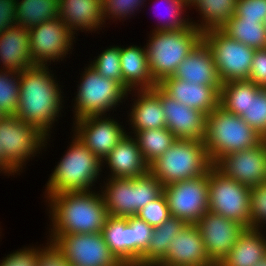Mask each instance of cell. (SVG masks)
<instances>
[{"label": "cell", "instance_id": "obj_42", "mask_svg": "<svg viewBox=\"0 0 266 266\" xmlns=\"http://www.w3.org/2000/svg\"><path fill=\"white\" fill-rule=\"evenodd\" d=\"M136 216L152 227L161 225L171 216L164 194L162 193L158 198L149 202L139 210Z\"/></svg>", "mask_w": 266, "mask_h": 266}, {"label": "cell", "instance_id": "obj_48", "mask_svg": "<svg viewBox=\"0 0 266 266\" xmlns=\"http://www.w3.org/2000/svg\"><path fill=\"white\" fill-rule=\"evenodd\" d=\"M0 174L8 176H14L19 175L2 157L1 149H0Z\"/></svg>", "mask_w": 266, "mask_h": 266}, {"label": "cell", "instance_id": "obj_32", "mask_svg": "<svg viewBox=\"0 0 266 266\" xmlns=\"http://www.w3.org/2000/svg\"><path fill=\"white\" fill-rule=\"evenodd\" d=\"M221 30L231 39L255 50L266 48V28L261 21L244 20L233 15Z\"/></svg>", "mask_w": 266, "mask_h": 266}, {"label": "cell", "instance_id": "obj_21", "mask_svg": "<svg viewBox=\"0 0 266 266\" xmlns=\"http://www.w3.org/2000/svg\"><path fill=\"white\" fill-rule=\"evenodd\" d=\"M158 86L171 98L192 109L211 113L219 105V92L222 86L191 84L173 76L164 78Z\"/></svg>", "mask_w": 266, "mask_h": 266}, {"label": "cell", "instance_id": "obj_38", "mask_svg": "<svg viewBox=\"0 0 266 266\" xmlns=\"http://www.w3.org/2000/svg\"><path fill=\"white\" fill-rule=\"evenodd\" d=\"M20 72L0 69V110L5 115H14L20 95Z\"/></svg>", "mask_w": 266, "mask_h": 266}, {"label": "cell", "instance_id": "obj_46", "mask_svg": "<svg viewBox=\"0 0 266 266\" xmlns=\"http://www.w3.org/2000/svg\"><path fill=\"white\" fill-rule=\"evenodd\" d=\"M248 80L266 88V48L255 50Z\"/></svg>", "mask_w": 266, "mask_h": 266}, {"label": "cell", "instance_id": "obj_49", "mask_svg": "<svg viewBox=\"0 0 266 266\" xmlns=\"http://www.w3.org/2000/svg\"><path fill=\"white\" fill-rule=\"evenodd\" d=\"M256 266H266V258Z\"/></svg>", "mask_w": 266, "mask_h": 266}, {"label": "cell", "instance_id": "obj_6", "mask_svg": "<svg viewBox=\"0 0 266 266\" xmlns=\"http://www.w3.org/2000/svg\"><path fill=\"white\" fill-rule=\"evenodd\" d=\"M213 166L203 140L176 141L148 165V172L163 186L206 175Z\"/></svg>", "mask_w": 266, "mask_h": 266}, {"label": "cell", "instance_id": "obj_3", "mask_svg": "<svg viewBox=\"0 0 266 266\" xmlns=\"http://www.w3.org/2000/svg\"><path fill=\"white\" fill-rule=\"evenodd\" d=\"M70 137L67 150L48 176L43 199L62 192L95 190L103 180L102 161L73 133Z\"/></svg>", "mask_w": 266, "mask_h": 266}, {"label": "cell", "instance_id": "obj_43", "mask_svg": "<svg viewBox=\"0 0 266 266\" xmlns=\"http://www.w3.org/2000/svg\"><path fill=\"white\" fill-rule=\"evenodd\" d=\"M46 241V245L40 244L37 246L36 266H72L54 242Z\"/></svg>", "mask_w": 266, "mask_h": 266}, {"label": "cell", "instance_id": "obj_26", "mask_svg": "<svg viewBox=\"0 0 266 266\" xmlns=\"http://www.w3.org/2000/svg\"><path fill=\"white\" fill-rule=\"evenodd\" d=\"M120 64L123 88L127 92L153 89L158 85L149 70L145 45H120Z\"/></svg>", "mask_w": 266, "mask_h": 266}, {"label": "cell", "instance_id": "obj_8", "mask_svg": "<svg viewBox=\"0 0 266 266\" xmlns=\"http://www.w3.org/2000/svg\"><path fill=\"white\" fill-rule=\"evenodd\" d=\"M81 72L80 81H76V96L71 101L74 110L70 111H73L74 121L92 115L110 114L111 111L114 113L128 100V92L118 82L101 76L89 63Z\"/></svg>", "mask_w": 266, "mask_h": 266}, {"label": "cell", "instance_id": "obj_50", "mask_svg": "<svg viewBox=\"0 0 266 266\" xmlns=\"http://www.w3.org/2000/svg\"><path fill=\"white\" fill-rule=\"evenodd\" d=\"M184 2H186L189 6H191V4L195 1V0H182Z\"/></svg>", "mask_w": 266, "mask_h": 266}, {"label": "cell", "instance_id": "obj_15", "mask_svg": "<svg viewBox=\"0 0 266 266\" xmlns=\"http://www.w3.org/2000/svg\"><path fill=\"white\" fill-rule=\"evenodd\" d=\"M72 122L71 133L101 161L129 131L122 125L123 121L119 122L110 114L87 116Z\"/></svg>", "mask_w": 266, "mask_h": 266}, {"label": "cell", "instance_id": "obj_11", "mask_svg": "<svg viewBox=\"0 0 266 266\" xmlns=\"http://www.w3.org/2000/svg\"><path fill=\"white\" fill-rule=\"evenodd\" d=\"M203 40L212 51L220 81L248 80L255 49L231 39L221 29L203 32Z\"/></svg>", "mask_w": 266, "mask_h": 266}, {"label": "cell", "instance_id": "obj_36", "mask_svg": "<svg viewBox=\"0 0 266 266\" xmlns=\"http://www.w3.org/2000/svg\"><path fill=\"white\" fill-rule=\"evenodd\" d=\"M156 2L162 3L167 6V16H161V20L159 17V21L154 26V29L152 28L151 31H171V30H182L184 28H187L192 24L191 17H189V14L187 15V9L190 11V6L182 1V0H157ZM156 6H160V5ZM155 7V5H153ZM153 8V7H152ZM155 9V8H154ZM155 13V12H154ZM166 15V14H165Z\"/></svg>", "mask_w": 266, "mask_h": 266}, {"label": "cell", "instance_id": "obj_34", "mask_svg": "<svg viewBox=\"0 0 266 266\" xmlns=\"http://www.w3.org/2000/svg\"><path fill=\"white\" fill-rule=\"evenodd\" d=\"M240 117L266 139V88H260L248 80L247 109Z\"/></svg>", "mask_w": 266, "mask_h": 266}, {"label": "cell", "instance_id": "obj_13", "mask_svg": "<svg viewBox=\"0 0 266 266\" xmlns=\"http://www.w3.org/2000/svg\"><path fill=\"white\" fill-rule=\"evenodd\" d=\"M46 237L54 242L72 266H123L107 246L102 232Z\"/></svg>", "mask_w": 266, "mask_h": 266}, {"label": "cell", "instance_id": "obj_35", "mask_svg": "<svg viewBox=\"0 0 266 266\" xmlns=\"http://www.w3.org/2000/svg\"><path fill=\"white\" fill-rule=\"evenodd\" d=\"M248 80H234L222 84L219 105L229 112L241 116L247 109Z\"/></svg>", "mask_w": 266, "mask_h": 266}, {"label": "cell", "instance_id": "obj_40", "mask_svg": "<svg viewBox=\"0 0 266 266\" xmlns=\"http://www.w3.org/2000/svg\"><path fill=\"white\" fill-rule=\"evenodd\" d=\"M128 225L132 229L133 266H138L143 253L147 250L154 227L150 226L138 216H128Z\"/></svg>", "mask_w": 266, "mask_h": 266}, {"label": "cell", "instance_id": "obj_37", "mask_svg": "<svg viewBox=\"0 0 266 266\" xmlns=\"http://www.w3.org/2000/svg\"><path fill=\"white\" fill-rule=\"evenodd\" d=\"M91 59L89 64L103 77L118 82L123 87L120 64V45H111Z\"/></svg>", "mask_w": 266, "mask_h": 266}, {"label": "cell", "instance_id": "obj_2", "mask_svg": "<svg viewBox=\"0 0 266 266\" xmlns=\"http://www.w3.org/2000/svg\"><path fill=\"white\" fill-rule=\"evenodd\" d=\"M69 191L47 196L48 235L102 232L109 216L100 189Z\"/></svg>", "mask_w": 266, "mask_h": 266}, {"label": "cell", "instance_id": "obj_47", "mask_svg": "<svg viewBox=\"0 0 266 266\" xmlns=\"http://www.w3.org/2000/svg\"><path fill=\"white\" fill-rule=\"evenodd\" d=\"M17 0H0V33L15 25Z\"/></svg>", "mask_w": 266, "mask_h": 266}, {"label": "cell", "instance_id": "obj_51", "mask_svg": "<svg viewBox=\"0 0 266 266\" xmlns=\"http://www.w3.org/2000/svg\"><path fill=\"white\" fill-rule=\"evenodd\" d=\"M150 266H166V265H162V264H153V265H150Z\"/></svg>", "mask_w": 266, "mask_h": 266}, {"label": "cell", "instance_id": "obj_41", "mask_svg": "<svg viewBox=\"0 0 266 266\" xmlns=\"http://www.w3.org/2000/svg\"><path fill=\"white\" fill-rule=\"evenodd\" d=\"M266 227V183L250 190V228L265 231Z\"/></svg>", "mask_w": 266, "mask_h": 266}, {"label": "cell", "instance_id": "obj_22", "mask_svg": "<svg viewBox=\"0 0 266 266\" xmlns=\"http://www.w3.org/2000/svg\"><path fill=\"white\" fill-rule=\"evenodd\" d=\"M59 18L76 36L79 32L97 33L105 28L103 0H58Z\"/></svg>", "mask_w": 266, "mask_h": 266}, {"label": "cell", "instance_id": "obj_10", "mask_svg": "<svg viewBox=\"0 0 266 266\" xmlns=\"http://www.w3.org/2000/svg\"><path fill=\"white\" fill-rule=\"evenodd\" d=\"M209 211L250 228L251 188L227 177L215 165L208 171Z\"/></svg>", "mask_w": 266, "mask_h": 266}, {"label": "cell", "instance_id": "obj_17", "mask_svg": "<svg viewBox=\"0 0 266 266\" xmlns=\"http://www.w3.org/2000/svg\"><path fill=\"white\" fill-rule=\"evenodd\" d=\"M215 166L227 177L249 188L265 183L266 139L257 146L229 153Z\"/></svg>", "mask_w": 266, "mask_h": 266}, {"label": "cell", "instance_id": "obj_28", "mask_svg": "<svg viewBox=\"0 0 266 266\" xmlns=\"http://www.w3.org/2000/svg\"><path fill=\"white\" fill-rule=\"evenodd\" d=\"M102 235L117 260L123 266H133L132 229L127 217L108 216Z\"/></svg>", "mask_w": 266, "mask_h": 266}, {"label": "cell", "instance_id": "obj_18", "mask_svg": "<svg viewBox=\"0 0 266 266\" xmlns=\"http://www.w3.org/2000/svg\"><path fill=\"white\" fill-rule=\"evenodd\" d=\"M159 98L165 114L166 128L176 139L203 140L206 114L169 97L158 85L151 89Z\"/></svg>", "mask_w": 266, "mask_h": 266}, {"label": "cell", "instance_id": "obj_39", "mask_svg": "<svg viewBox=\"0 0 266 266\" xmlns=\"http://www.w3.org/2000/svg\"><path fill=\"white\" fill-rule=\"evenodd\" d=\"M147 0H103V17L107 20L119 22L132 18L135 13L139 14L140 8H144ZM137 11V12H136ZM129 17V18H128ZM124 19V20H123Z\"/></svg>", "mask_w": 266, "mask_h": 266}, {"label": "cell", "instance_id": "obj_44", "mask_svg": "<svg viewBox=\"0 0 266 266\" xmlns=\"http://www.w3.org/2000/svg\"><path fill=\"white\" fill-rule=\"evenodd\" d=\"M235 16L244 20H266V0H237Z\"/></svg>", "mask_w": 266, "mask_h": 266}, {"label": "cell", "instance_id": "obj_45", "mask_svg": "<svg viewBox=\"0 0 266 266\" xmlns=\"http://www.w3.org/2000/svg\"><path fill=\"white\" fill-rule=\"evenodd\" d=\"M5 256L0 260V266H36L37 246L33 244L25 246Z\"/></svg>", "mask_w": 266, "mask_h": 266}, {"label": "cell", "instance_id": "obj_30", "mask_svg": "<svg viewBox=\"0 0 266 266\" xmlns=\"http://www.w3.org/2000/svg\"><path fill=\"white\" fill-rule=\"evenodd\" d=\"M237 0H195L191 8L200 15L199 20L191 18L192 25L202 32L222 27L235 15ZM199 22V23H198Z\"/></svg>", "mask_w": 266, "mask_h": 266}, {"label": "cell", "instance_id": "obj_24", "mask_svg": "<svg viewBox=\"0 0 266 266\" xmlns=\"http://www.w3.org/2000/svg\"><path fill=\"white\" fill-rule=\"evenodd\" d=\"M128 94L134 97H131L132 105L126 111V126H129L130 132L166 127L160 98L151 89L132 90Z\"/></svg>", "mask_w": 266, "mask_h": 266}, {"label": "cell", "instance_id": "obj_4", "mask_svg": "<svg viewBox=\"0 0 266 266\" xmlns=\"http://www.w3.org/2000/svg\"><path fill=\"white\" fill-rule=\"evenodd\" d=\"M263 139L241 117L220 105L206 115L203 143L213 165L229 153L257 146Z\"/></svg>", "mask_w": 266, "mask_h": 266}, {"label": "cell", "instance_id": "obj_9", "mask_svg": "<svg viewBox=\"0 0 266 266\" xmlns=\"http://www.w3.org/2000/svg\"><path fill=\"white\" fill-rule=\"evenodd\" d=\"M49 139V140H48ZM51 138L15 115L0 120V149L3 159L19 174L35 156L47 150ZM45 149V150H44ZM38 154V155H37ZM25 167V168H24Z\"/></svg>", "mask_w": 266, "mask_h": 266}, {"label": "cell", "instance_id": "obj_27", "mask_svg": "<svg viewBox=\"0 0 266 266\" xmlns=\"http://www.w3.org/2000/svg\"><path fill=\"white\" fill-rule=\"evenodd\" d=\"M266 230L246 228L217 266H256L266 258Z\"/></svg>", "mask_w": 266, "mask_h": 266}, {"label": "cell", "instance_id": "obj_14", "mask_svg": "<svg viewBox=\"0 0 266 266\" xmlns=\"http://www.w3.org/2000/svg\"><path fill=\"white\" fill-rule=\"evenodd\" d=\"M208 173L163 186L171 216L195 224L208 210Z\"/></svg>", "mask_w": 266, "mask_h": 266}, {"label": "cell", "instance_id": "obj_12", "mask_svg": "<svg viewBox=\"0 0 266 266\" xmlns=\"http://www.w3.org/2000/svg\"><path fill=\"white\" fill-rule=\"evenodd\" d=\"M29 31L30 51L34 65L50 66L56 62H66L72 54L76 35H74L59 17L34 26ZM66 57V58H65ZM61 60V61H60Z\"/></svg>", "mask_w": 266, "mask_h": 266}, {"label": "cell", "instance_id": "obj_19", "mask_svg": "<svg viewBox=\"0 0 266 266\" xmlns=\"http://www.w3.org/2000/svg\"><path fill=\"white\" fill-rule=\"evenodd\" d=\"M166 256L158 263L166 266H215L208 258L202 236L195 224H187L169 243Z\"/></svg>", "mask_w": 266, "mask_h": 266}, {"label": "cell", "instance_id": "obj_23", "mask_svg": "<svg viewBox=\"0 0 266 266\" xmlns=\"http://www.w3.org/2000/svg\"><path fill=\"white\" fill-rule=\"evenodd\" d=\"M173 77L195 85L222 86L212 51L203 39L178 65Z\"/></svg>", "mask_w": 266, "mask_h": 266}, {"label": "cell", "instance_id": "obj_29", "mask_svg": "<svg viewBox=\"0 0 266 266\" xmlns=\"http://www.w3.org/2000/svg\"><path fill=\"white\" fill-rule=\"evenodd\" d=\"M187 225L181 218L170 216L161 225L154 227L147 250L143 253L138 266L158 264L170 247V242Z\"/></svg>", "mask_w": 266, "mask_h": 266}, {"label": "cell", "instance_id": "obj_16", "mask_svg": "<svg viewBox=\"0 0 266 266\" xmlns=\"http://www.w3.org/2000/svg\"><path fill=\"white\" fill-rule=\"evenodd\" d=\"M208 258L217 266L229 253L246 227L226 217L207 211L196 223Z\"/></svg>", "mask_w": 266, "mask_h": 266}, {"label": "cell", "instance_id": "obj_33", "mask_svg": "<svg viewBox=\"0 0 266 266\" xmlns=\"http://www.w3.org/2000/svg\"><path fill=\"white\" fill-rule=\"evenodd\" d=\"M131 134L141 150L145 162L149 165L176 141V137L166 128L148 129L139 132H128Z\"/></svg>", "mask_w": 266, "mask_h": 266}, {"label": "cell", "instance_id": "obj_1", "mask_svg": "<svg viewBox=\"0 0 266 266\" xmlns=\"http://www.w3.org/2000/svg\"><path fill=\"white\" fill-rule=\"evenodd\" d=\"M51 68L34 65L20 72V95L14 114L46 137H53V126L63 116L64 98H67L62 90L65 85H60Z\"/></svg>", "mask_w": 266, "mask_h": 266}, {"label": "cell", "instance_id": "obj_25", "mask_svg": "<svg viewBox=\"0 0 266 266\" xmlns=\"http://www.w3.org/2000/svg\"><path fill=\"white\" fill-rule=\"evenodd\" d=\"M29 31L13 25L0 33V69L21 72L34 66L30 51Z\"/></svg>", "mask_w": 266, "mask_h": 266}, {"label": "cell", "instance_id": "obj_5", "mask_svg": "<svg viewBox=\"0 0 266 266\" xmlns=\"http://www.w3.org/2000/svg\"><path fill=\"white\" fill-rule=\"evenodd\" d=\"M145 48L149 70L158 84L173 76L178 65L203 39V32L192 24L182 30L150 31Z\"/></svg>", "mask_w": 266, "mask_h": 266}, {"label": "cell", "instance_id": "obj_7", "mask_svg": "<svg viewBox=\"0 0 266 266\" xmlns=\"http://www.w3.org/2000/svg\"><path fill=\"white\" fill-rule=\"evenodd\" d=\"M99 184L109 216L128 217L163 193L162 183L149 172L135 178H103ZM106 180V181H105Z\"/></svg>", "mask_w": 266, "mask_h": 266}, {"label": "cell", "instance_id": "obj_20", "mask_svg": "<svg viewBox=\"0 0 266 266\" xmlns=\"http://www.w3.org/2000/svg\"><path fill=\"white\" fill-rule=\"evenodd\" d=\"M104 168L109 170L104 178H135L148 173V164L136 139L128 133L102 160V173Z\"/></svg>", "mask_w": 266, "mask_h": 266}, {"label": "cell", "instance_id": "obj_31", "mask_svg": "<svg viewBox=\"0 0 266 266\" xmlns=\"http://www.w3.org/2000/svg\"><path fill=\"white\" fill-rule=\"evenodd\" d=\"M58 0H17L16 25L30 29L59 17Z\"/></svg>", "mask_w": 266, "mask_h": 266}]
</instances>
